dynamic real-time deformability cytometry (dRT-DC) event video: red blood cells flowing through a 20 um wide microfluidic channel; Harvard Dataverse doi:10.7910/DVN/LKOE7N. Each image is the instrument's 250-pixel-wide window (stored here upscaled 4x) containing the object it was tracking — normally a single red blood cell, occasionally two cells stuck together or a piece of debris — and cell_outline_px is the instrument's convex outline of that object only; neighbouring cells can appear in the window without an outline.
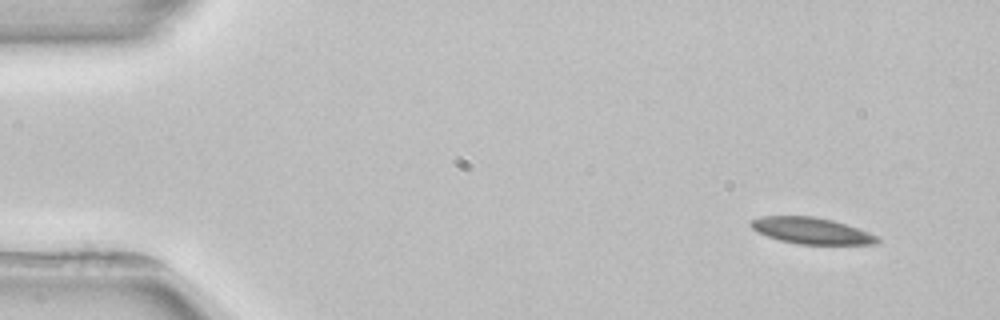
{"species": "common noctule bat (a hibernating species)", "species_latin": "Nyctalus noctula", "temperature_condition": "room temperature", "stored_images_in_passage": 3, "camera_frame_rate_fps": 3000, "um_per_image_px": 0.085, "animal": {"sex": "female", "body_mass_g": 22.7, "forearm_length_mm": 54.2}, "frame": {"image": 1, "passage_image": 1, "time_ms": 0.0, "image_size_px": [1000, 320], "cell_outline_px": [[880, 240], [876, 244], [800, 244], [780, 240], [756, 232], [748, 224], [752, 220], [764, 216], [812, 216], [832, 220], [868, 232], [876, 236]], "centroid_in_image_um": [68.93, 19.61], "position_along_channel_um": 16.1, "area_um2": 19.13}}